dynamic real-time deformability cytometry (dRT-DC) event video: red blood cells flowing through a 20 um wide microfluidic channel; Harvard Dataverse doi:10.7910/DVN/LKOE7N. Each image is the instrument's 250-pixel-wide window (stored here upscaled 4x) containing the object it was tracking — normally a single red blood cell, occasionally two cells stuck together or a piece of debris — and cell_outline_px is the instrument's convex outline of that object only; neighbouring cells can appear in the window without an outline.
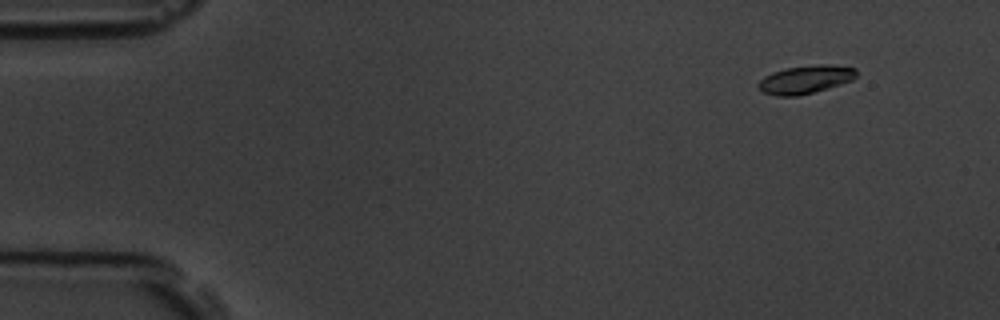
{"species": "common noctule bat (a hibernating species)", "species_latin": "Nyctalus noctula", "temperature_condition": "room temperature", "stored_images_in_passage": 7, "camera_frame_rate_fps": 3000, "um_per_image_px": 0.085, "animal": {"sex": "male", "body_mass_g": 19.5, "forearm_length_mm": 54.6}, "frame": {"image": 1, "passage_image": 2, "time_ms": 1.0, "image_size_px": [1000, 320], "cell_outline_px": [[856, 76], [852, 80], [828, 88], [800, 96], [776, 96], [764, 92], [756, 84], [764, 76], [772, 72], [788, 68], [820, 64], [828, 64], [856, 68]], "centroid_in_image_um": [68.46, 6.76], "position_along_channel_um": 16.5, "area_um2": 16.01}}
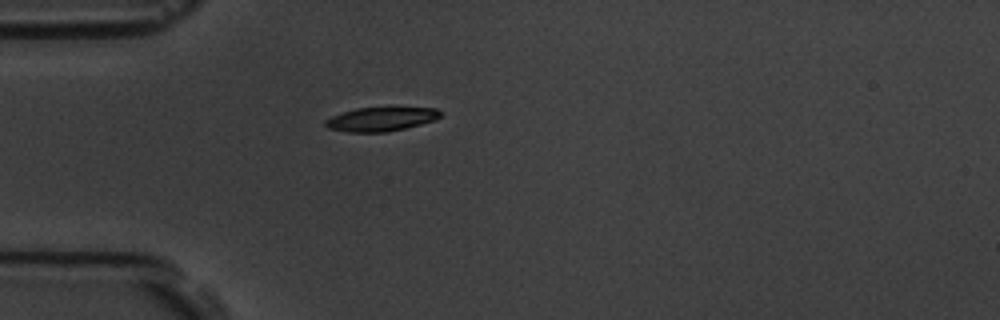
{"frame": {"image": 2, "passage_image": 5, "time_ms": 4.667, "image_size_px": [1000, 320], "cell_outline_px": [[444, 112], [436, 120], [404, 128], [384, 132], [348, 132], [328, 128], [324, 124], [324, 120], [332, 116], [356, 108], [436, 108]], "centroid_in_image_um": [32.39, 10.13], "position_along_channel_um": 52.6, "area_um2": 15.9}}
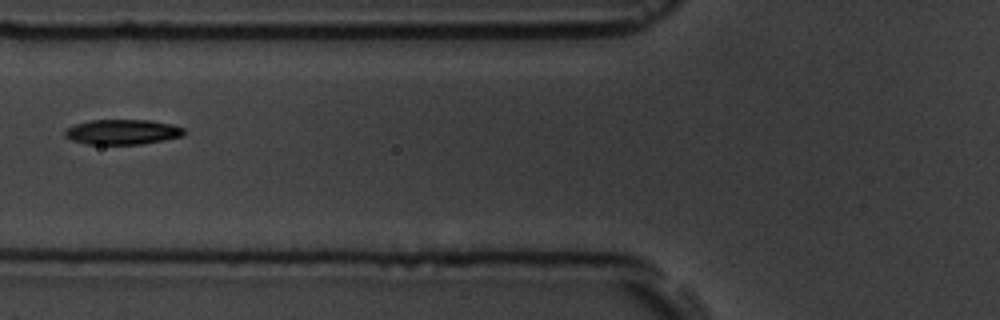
{"frame": {"image": 3, "passage_image": 7, "time_ms": 6.667, "image_size_px": [1000, 320], "cell_outline_px": [[184, 132], [180, 136], [164, 140], [140, 144], [88, 144], [72, 140], [64, 136], [64, 132], [68, 128], [76, 124], [92, 120], [152, 120], [172, 124], [184, 128]], "centroid_in_image_um": [10.41, 11.21], "position_along_channel_um": 115.4, "area_um2": 17.22}}